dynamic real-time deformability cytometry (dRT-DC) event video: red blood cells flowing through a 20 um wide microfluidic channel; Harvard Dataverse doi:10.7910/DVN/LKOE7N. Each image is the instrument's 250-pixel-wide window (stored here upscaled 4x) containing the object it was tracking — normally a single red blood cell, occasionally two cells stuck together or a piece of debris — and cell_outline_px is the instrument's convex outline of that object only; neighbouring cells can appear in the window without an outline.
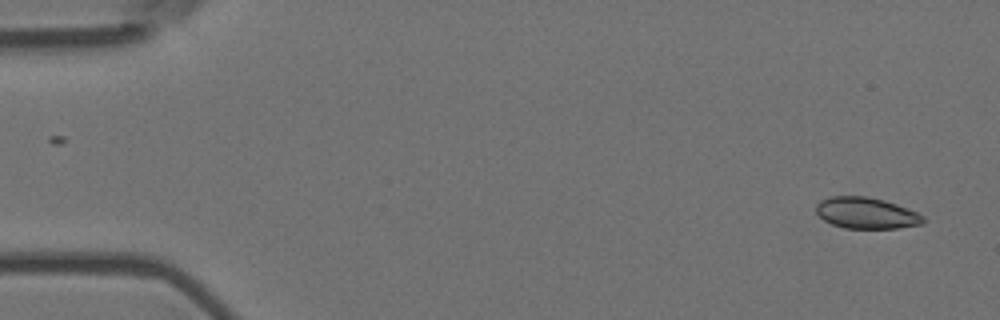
{"species": "Egyptian fruit bat (a non-hibernating species)", "species_latin": "Rousettus aegyptiacus", "temperature_condition": "room temperature", "stored_images_in_passage": 4, "camera_frame_rate_fps": 3000, "um_per_image_px": 0.085, "animal": {"sex": "female"}, "frame": {"image": 1, "passage_image": 1, "time_ms": 0.0, "image_size_px": [1000, 320], "cell_outline_px": [[924, 224], [896, 228], [844, 228], [832, 224], [824, 220], [816, 212], [816, 204], [820, 200], [832, 196], [868, 196], [884, 200], [896, 204], [916, 212], [924, 216]], "centroid_in_image_um": [73.62, 18.1], "position_along_channel_um": 11.4, "area_um2": 19.48}}
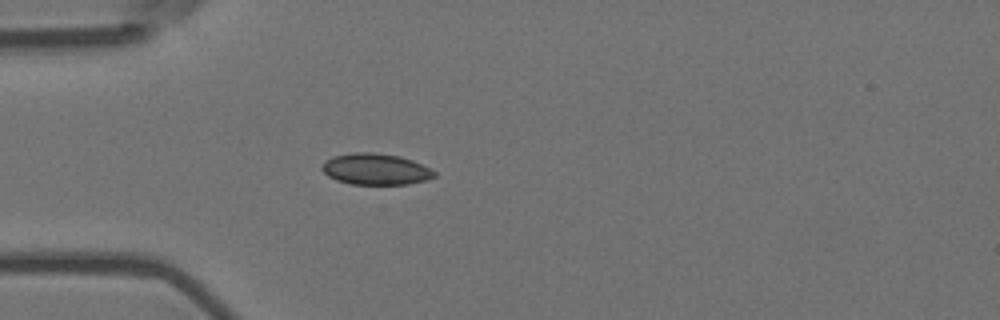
{"frame": {"image": 2, "passage_image": 4, "time_ms": 1.0, "image_size_px": [1000, 320], "cell_outline_px": [[436, 176], [428, 180], [408, 184], [352, 184], [336, 180], [328, 176], [320, 168], [324, 160], [332, 156], [352, 152], [372, 152], [400, 156], [412, 160], [436, 172]], "centroid_in_image_um": [31.9, 14.37], "position_along_channel_um": 53.1, "area_um2": 20.58}}